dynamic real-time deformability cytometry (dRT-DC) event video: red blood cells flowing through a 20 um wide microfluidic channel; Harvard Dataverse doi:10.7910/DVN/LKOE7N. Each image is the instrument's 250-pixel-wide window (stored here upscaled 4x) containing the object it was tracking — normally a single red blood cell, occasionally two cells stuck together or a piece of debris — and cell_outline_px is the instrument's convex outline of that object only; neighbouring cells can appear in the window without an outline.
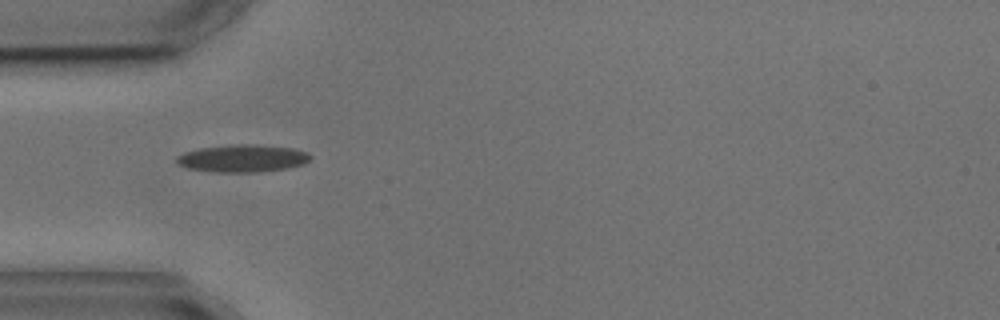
{"species": "common noctule bat (a hibernating species)", "species_latin": "Nyctalus noctula", "temperature_condition": "cold", "stored_images_in_passage": 5, "camera_frame_rate_fps": 3000, "um_per_image_px": 0.085, "animal": {"sex": "male", "body_mass_g": 17.9, "forearm_length_mm": 54.2}, "frame": {"image": 1, "passage_image": 1, "time_ms": 0.0, "image_size_px": [1000, 320], "cell_outline_px": [[312, 160], [304, 164], [288, 168], [260, 172], [216, 172], [188, 168], [176, 164], [176, 156], [184, 152], [200, 148], [232, 144], [260, 144], [292, 148], [308, 152], [312, 156]], "centroid_in_image_um": [20.65, 13.45], "position_along_channel_um": 64.3, "area_um2": 21.73}}